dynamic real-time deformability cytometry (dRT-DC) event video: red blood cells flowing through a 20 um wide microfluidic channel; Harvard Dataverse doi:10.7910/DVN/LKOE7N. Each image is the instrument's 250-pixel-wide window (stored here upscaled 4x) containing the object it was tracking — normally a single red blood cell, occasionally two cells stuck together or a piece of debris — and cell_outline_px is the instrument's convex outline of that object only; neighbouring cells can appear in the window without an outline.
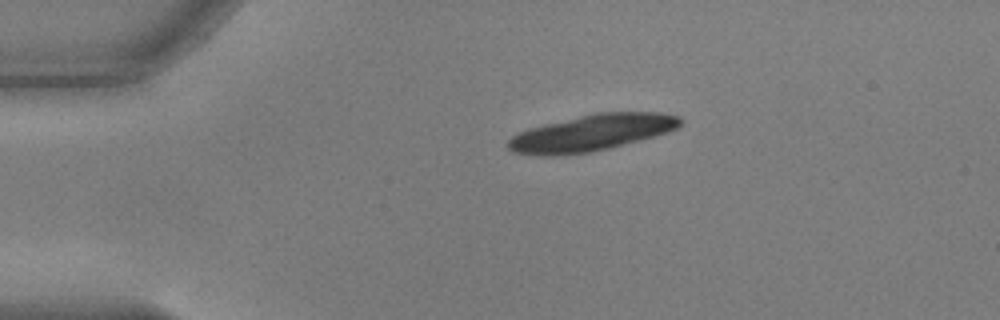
{"species": "common noctule bat (a hibernating species)", "species_latin": "Nyctalus noctula", "temperature_condition": "warm", "stored_images_in_passage": 23, "camera_frame_rate_fps": 3000, "um_per_image_px": 0.085, "animal": {"sex": "male", "body_mass_g": 17.9, "forearm_length_mm": 54.2}, "frame": {"image": 1, "passage_image": 1, "time_ms": 0.0, "image_size_px": [1000, 320], "cell_outline_px": [[684, 120], [676, 128], [668, 132], [608, 148], [592, 152], [556, 156], [536, 156], [512, 152], [508, 148], [508, 140], [512, 136], [528, 128], [596, 112], [660, 112], [680, 116]], "centroid_in_image_um": [50.27, 11.29], "position_along_channel_um": 34.7, "area_um2": 36.47}}